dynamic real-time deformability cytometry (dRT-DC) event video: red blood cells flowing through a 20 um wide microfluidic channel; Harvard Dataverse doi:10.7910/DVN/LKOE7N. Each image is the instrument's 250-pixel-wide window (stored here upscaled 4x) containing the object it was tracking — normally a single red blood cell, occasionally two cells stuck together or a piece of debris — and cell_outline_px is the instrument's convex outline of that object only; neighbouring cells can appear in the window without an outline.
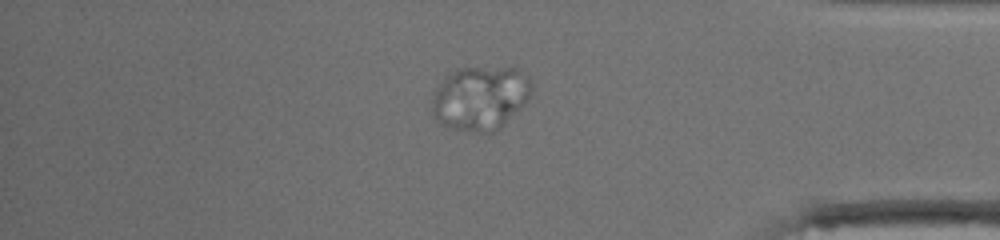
{"species": "human", "species_latin": "Homo sapiens", "temperature_condition": "cold", "stored_images_in_passage": 53, "segment_of_instrument_passage": [2, 2], "camera_frame_rate_fps": 3000, "um_per_image_px": 0.085, "donor": {"sex": "male"}, "frame": {"image": 1, "passage_image": 46, "time_ms": 15.0, "image_size_px": [1000, 240], "cell_outline_px": [[532, 88], [528, 100], [500, 128], [492, 132], [468, 132], [452, 128], [440, 124], [436, 120], [432, 108], [432, 96], [436, 88], [444, 76], [460, 68], [516, 68], [528, 76], [532, 84]], "centroid_in_image_um": [40.81, 8.34], "position_along_channel_um": 394.4, "area_um2": 37.17}}
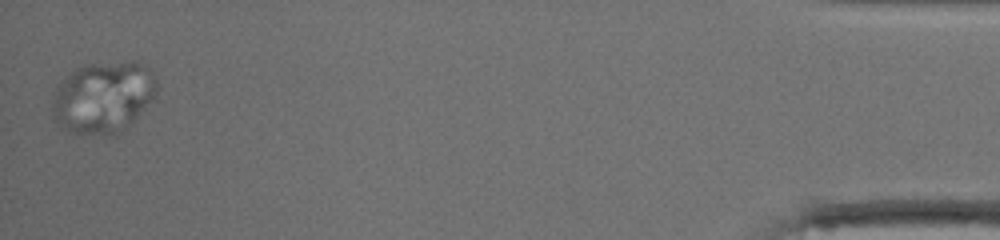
{"frame": {"image": 2, "passage_image": 53, "time_ms": 17.333, "image_size_px": [1000, 240], "cell_outline_px": [[156, 92], [152, 100], [132, 124], [116, 136], [112, 136], [68, 132], [52, 116], [52, 104], [56, 84], [76, 68], [84, 64], [132, 60], [136, 60], [144, 64], [148, 68], [156, 80]], "centroid_in_image_um": [8.78, 8.26], "position_along_channel_um": 426.4, "area_um2": 44.33}}